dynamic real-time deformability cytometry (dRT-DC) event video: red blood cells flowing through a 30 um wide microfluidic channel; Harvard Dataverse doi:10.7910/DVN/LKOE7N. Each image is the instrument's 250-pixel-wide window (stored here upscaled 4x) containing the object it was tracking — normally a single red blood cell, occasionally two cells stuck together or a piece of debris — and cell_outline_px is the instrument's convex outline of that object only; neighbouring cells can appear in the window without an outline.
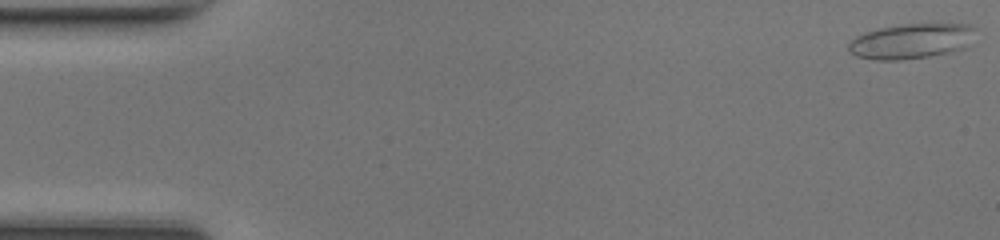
{"species": "common noctule bat (a hibernating species)", "species_latin": "Nyctalus noctula", "temperature_condition": "room temperature", "stored_images_in_passage": 37, "camera_frame_rate_fps": 3000, "um_per_image_px": 0.085, "animal": {"sex": "female", "body_mass_g": 17.0, "forearm_length_mm": 48.0}, "frame": {"image": 1, "passage_image": 1, "time_ms": 0.0, "image_size_px": [1000, 240], "cell_outline_px": [[980, 28], [964, 48], [948, 52], [928, 56], [896, 60], [876, 60], [856, 56], [848, 52], [848, 44], [856, 36], [864, 32], [880, 28], [904, 24], [968, 24]], "centroid_in_image_um": [77.46, 3.49], "position_along_channel_um": 7.5, "area_um2": 25.95}}
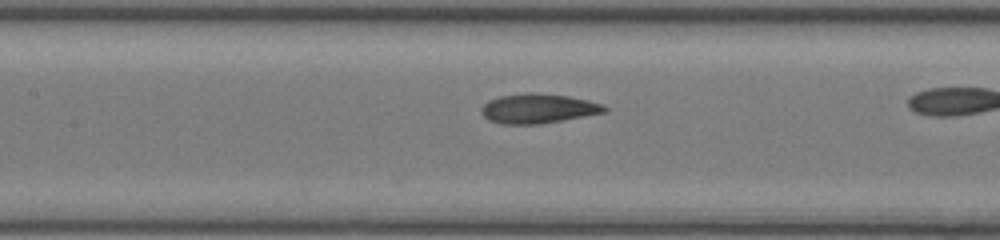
{"frame": {"image": 2, "passage_image": 22, "time_ms": 7.0, "image_size_px": [1000, 240], "cell_outline_px": [[608, 112], [540, 124], [500, 124], [488, 120], [480, 112], [480, 108], [488, 100], [500, 96], [528, 92], [568, 96], [588, 100], [604, 104], [608, 108]], "centroid_in_image_um": [45.74, 9.23], "position_along_channel_um": 161.7, "area_um2": 21.39}}